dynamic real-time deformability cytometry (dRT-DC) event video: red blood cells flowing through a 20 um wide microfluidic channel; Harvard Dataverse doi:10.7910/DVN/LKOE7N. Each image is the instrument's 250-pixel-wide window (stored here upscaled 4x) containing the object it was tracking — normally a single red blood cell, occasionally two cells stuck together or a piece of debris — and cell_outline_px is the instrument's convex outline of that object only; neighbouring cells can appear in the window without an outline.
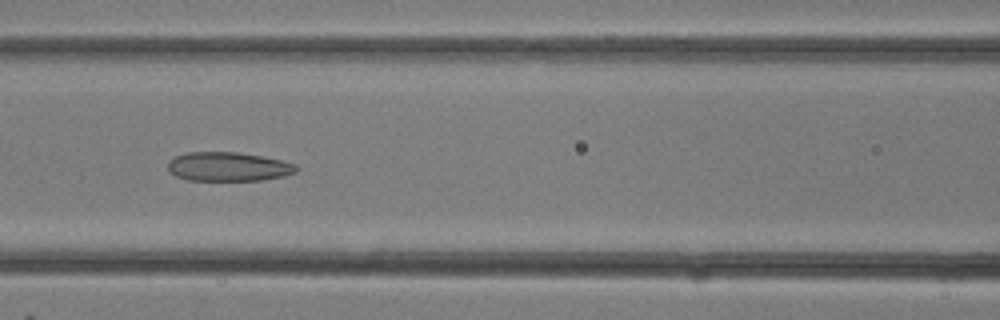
{"species": "common noctule bat (a hibernating species)", "species_latin": "Nyctalus noctula", "temperature_condition": "room temperature", "stored_images_in_passage": 17, "camera_frame_rate_fps": 3000, "um_per_image_px": 0.085, "animal": {"sex": "female"}, "frame": {"image": 1, "passage_image": 8, "time_ms": 2.333, "image_size_px": [1000, 320], "cell_outline_px": [[300, 168], [296, 172], [284, 176], [264, 180], [188, 180], [176, 176], [168, 172], [168, 160], [176, 156], [188, 152], [236, 152], [260, 156], [280, 160], [296, 164]], "centroid_in_image_um": [19.4, 14.17], "position_along_channel_um": 147.2, "area_um2": 21.79}}
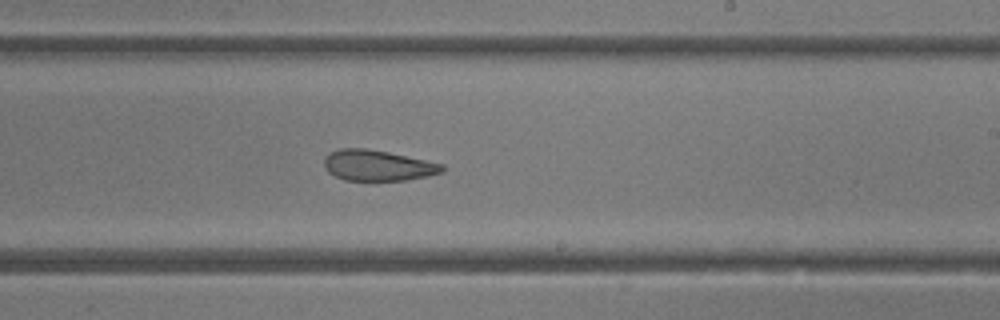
{"frame": {"image": 2, "passage_image": 13, "time_ms": 4.0, "image_size_px": [1000, 320], "cell_outline_px": [[444, 172], [428, 176], [408, 180], [344, 180], [328, 172], [324, 168], [324, 160], [332, 152], [340, 148], [364, 148], [388, 152], [444, 164]], "centroid_in_image_um": [32.13, 14.07], "position_along_channel_um": 256.9, "area_um2": 21.04}}
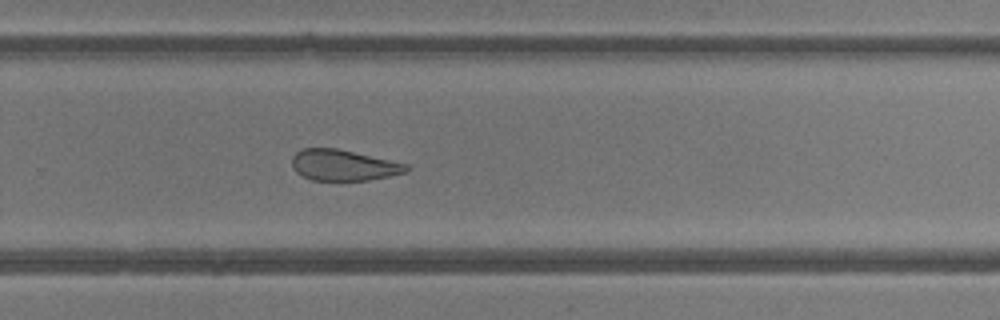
{"frame": {"image": 3, "passage_image": 15, "time_ms": 4.667, "image_size_px": [1000, 320], "cell_outline_px": [[412, 168], [404, 172], [388, 176], [368, 180], [312, 180], [296, 172], [292, 168], [292, 156], [296, 152], [304, 148], [336, 148], [408, 164]], "centroid_in_image_um": [29.18, 14.04], "position_along_channel_um": 300.6, "area_um2": 20.46}}